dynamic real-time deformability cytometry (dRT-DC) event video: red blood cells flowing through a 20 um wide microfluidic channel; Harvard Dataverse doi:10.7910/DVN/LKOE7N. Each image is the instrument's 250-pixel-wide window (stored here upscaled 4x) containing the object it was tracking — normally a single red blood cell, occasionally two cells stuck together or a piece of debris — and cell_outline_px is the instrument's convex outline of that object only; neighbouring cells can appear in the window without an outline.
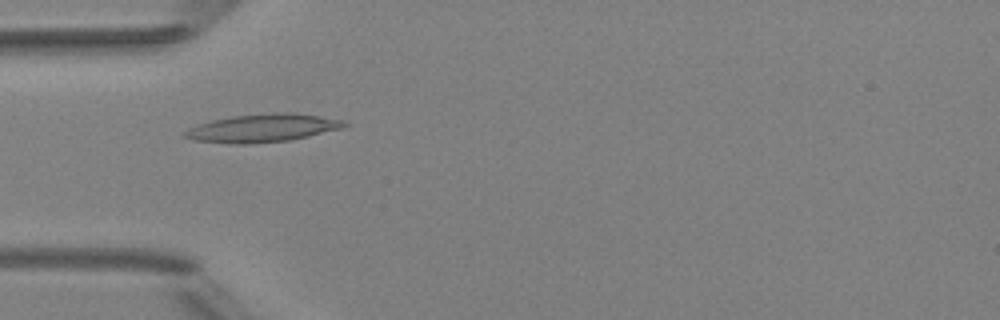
{"species": "Egyptian fruit bat (a non-hibernating species)", "species_latin": "Rousettus aegyptiacus", "temperature_condition": "room temperature", "stored_images_in_passage": 8, "camera_frame_rate_fps": 3000, "um_per_image_px": 0.085, "animal": {"sex": "female"}, "frame": {"image": 1, "passage_image": 4, "time_ms": 3.667, "image_size_px": [1000, 320], "cell_outline_px": [[348, 124], [344, 128], [308, 136], [288, 140], [252, 144], [232, 144], [192, 140], [180, 136], [180, 132], [188, 128], [212, 120], [232, 116], [276, 112], [288, 112], [316, 116], [340, 120]], "centroid_in_image_um": [22.22, 10.9], "position_along_channel_um": 62.8, "area_um2": 26.07}}
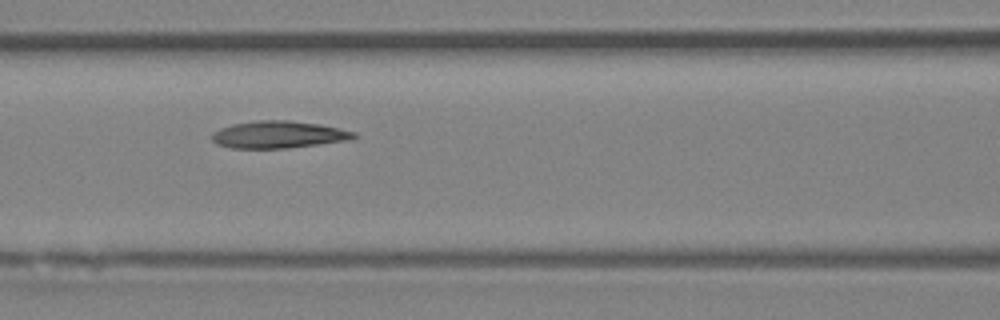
{"frame": {"image": 2, "passage_image": 6, "time_ms": 5.667, "image_size_px": [1000, 320], "cell_outline_px": [[360, 136], [352, 140], [288, 148], [232, 148], [216, 144], [212, 140], [212, 132], [220, 128], [232, 124], [256, 120], [288, 120], [320, 124], [356, 132]], "centroid_in_image_um": [23.7, 11.44], "position_along_channel_um": 142.9, "area_um2": 22.72}}
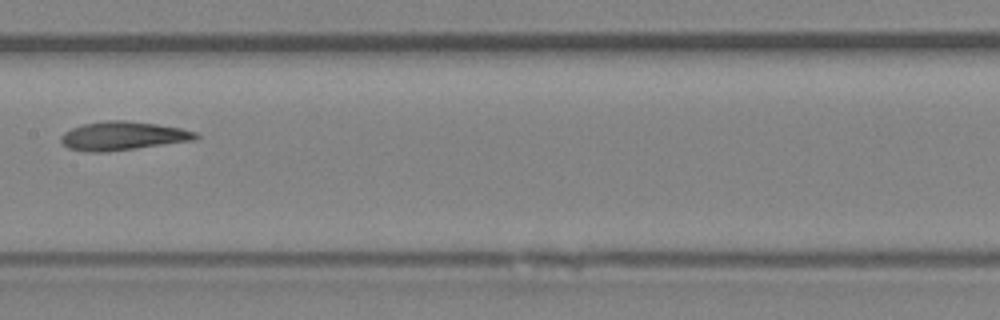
{"frame": {"image": 3, "passage_image": 7, "time_ms": 7.0, "image_size_px": [1000, 320], "cell_outline_px": [[200, 136], [196, 140], [108, 152], [88, 152], [68, 148], [60, 140], [60, 136], [64, 132], [72, 128], [84, 124], [108, 120], [124, 120], [156, 124], [180, 128], [196, 132]], "centroid_in_image_um": [10.45, 11.56], "position_along_channel_um": 197.0, "area_um2": 22.48}}